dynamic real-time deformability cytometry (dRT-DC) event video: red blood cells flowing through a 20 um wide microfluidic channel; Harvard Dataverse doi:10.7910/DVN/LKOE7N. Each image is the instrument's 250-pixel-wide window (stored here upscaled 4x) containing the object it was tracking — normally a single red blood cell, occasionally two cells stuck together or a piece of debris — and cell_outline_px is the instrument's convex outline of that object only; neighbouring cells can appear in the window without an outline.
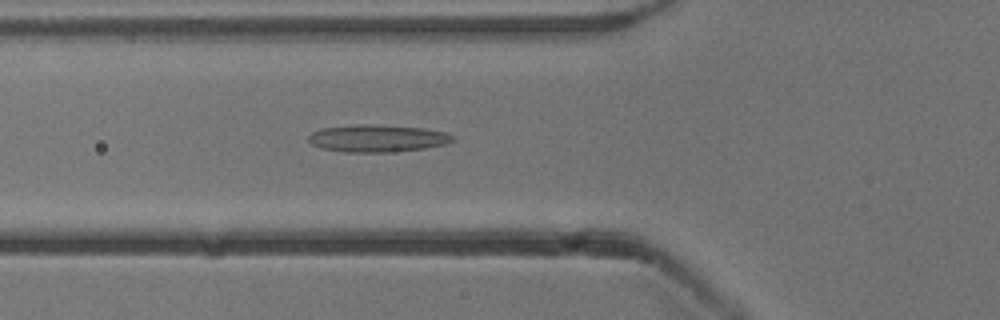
{"species": "common noctule bat (a hibernating species)", "species_latin": "Nyctalus noctula", "temperature_condition": "cold", "stored_images_in_passage": 53, "camera_frame_rate_fps": 3000, "um_per_image_px": 0.085, "animal": {"sex": "male", "body_mass_g": 13.3}, "frame": {"image": 1, "passage_image": 19, "time_ms": 6.0, "image_size_px": [1000, 320], "cell_outline_px": [[456, 140], [444, 144], [424, 148], [388, 152], [344, 152], [320, 148], [312, 144], [308, 140], [308, 136], [312, 132], [320, 128], [356, 124], [368, 124], [424, 128], [444, 132], [452, 136]], "centroid_in_image_um": [32.02, 11.75], "position_along_channel_um": 93.8, "area_um2": 22.89}}
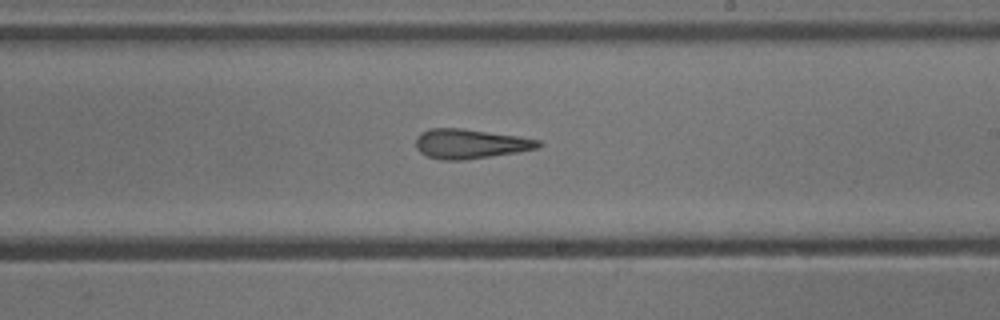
{"frame": {"image": 2, "passage_image": 31, "time_ms": 10.0, "image_size_px": [1000, 320], "cell_outline_px": [[544, 144], [536, 148], [516, 152], [464, 160], [440, 160], [428, 156], [420, 152], [416, 148], [416, 136], [420, 132], [428, 128], [464, 128], [520, 136], [540, 140]], "centroid_in_image_um": [39.95, 12.21], "position_along_channel_um": 249.1, "area_um2": 21.27}}
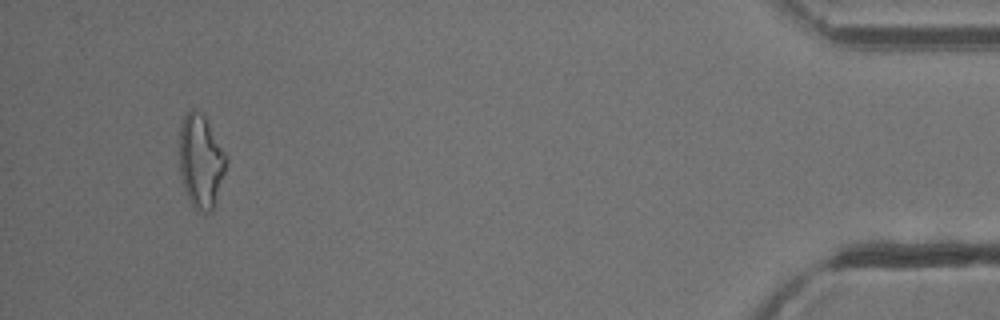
{"frame": {"image": 3, "passage_image": 50, "time_ms": 16.333, "image_size_px": [1000, 320], "cell_outline_px": [[228, 160], [216, 204], [212, 212], [204, 216], [196, 212], [184, 188], [180, 176], [180, 124], [184, 116], [192, 108], [204, 112], [228, 156]], "centroid_in_image_um": [17.11, 13.72], "position_along_channel_um": 418.1, "area_um2": 26.41}, "authors_computed_cell_mechanics": {"area_um2": 22.3108, "velocity_mm_per_s": 3.8633, "shape_relaxation_time_tau1_ms": null, "shape_relaxation_time_tau2_ms": 5.7167, "deformation_change_tau1": null, "deformation_change_tau2": 0.2011}}